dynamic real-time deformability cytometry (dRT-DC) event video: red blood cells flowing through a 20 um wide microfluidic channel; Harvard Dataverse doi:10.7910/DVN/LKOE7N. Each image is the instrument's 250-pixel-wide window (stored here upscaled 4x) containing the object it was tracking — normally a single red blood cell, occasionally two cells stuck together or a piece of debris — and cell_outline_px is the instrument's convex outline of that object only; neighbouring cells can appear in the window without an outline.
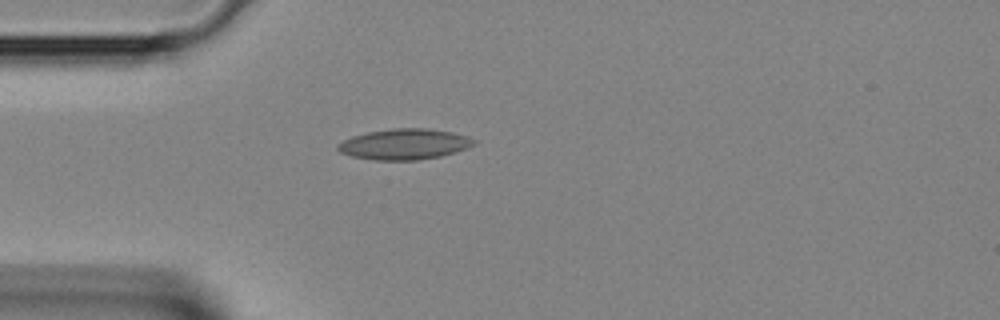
{"species": "Egyptian fruit bat (a non-hibernating species)", "species_latin": "Rousettus aegyptiacus", "temperature_condition": "room temperature", "stored_images_in_passage": 25, "camera_frame_rate_fps": 3000, "um_per_image_px": 0.085, "animal": {"sex": "female"}, "frame": {"image": 1, "passage_image": 1, "time_ms": 0.0, "image_size_px": [1000, 320], "cell_outline_px": [[476, 144], [440, 156], [420, 160], [376, 160], [352, 156], [340, 152], [336, 148], [336, 144], [352, 136], [368, 132], [392, 128], [424, 128], [452, 132], [468, 136], [476, 140]], "centroid_in_image_um": [34.35, 12.25], "position_along_channel_um": 50.7, "area_um2": 24.22}}
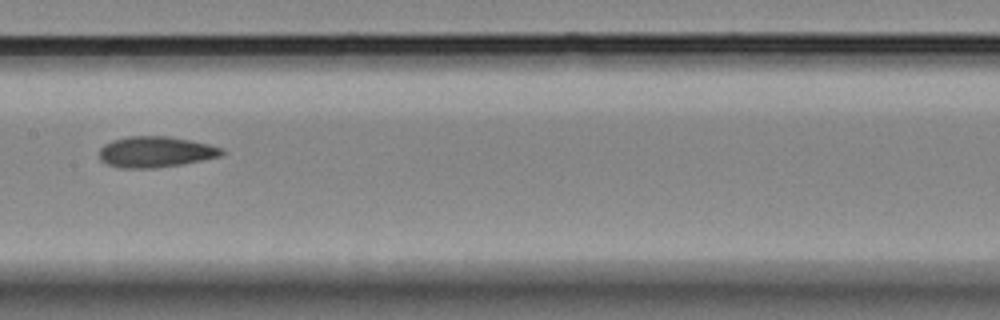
{"frame": {"image": 2, "passage_image": 10, "time_ms": 3.0, "image_size_px": [1000, 320], "cell_outline_px": [[224, 152], [220, 156], [180, 164], [156, 168], [120, 168], [108, 164], [100, 160], [100, 148], [104, 144], [112, 140], [128, 136], [168, 136], [208, 144], [224, 148]], "centroid_in_image_um": [13.19, 12.91], "position_along_channel_um": 194.2, "area_um2": 21.91}}
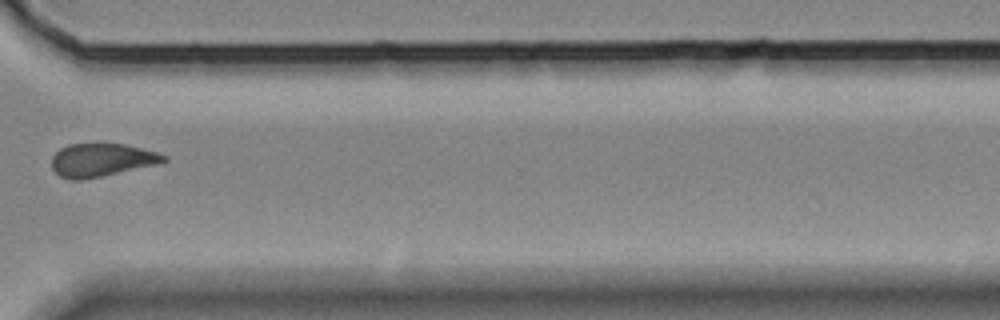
{"frame": {"image": 3, "passage_image": 20, "time_ms": 6.333, "image_size_px": [1000, 320], "cell_outline_px": [[168, 160], [160, 164], [80, 180], [68, 180], [60, 176], [52, 168], [52, 156], [60, 148], [68, 144], [124, 144], [156, 152], [168, 156]], "centroid_in_image_um": [8.64, 13.6], "position_along_channel_um": 362.0, "area_um2": 21.56}}